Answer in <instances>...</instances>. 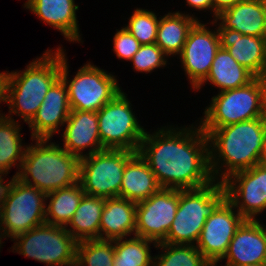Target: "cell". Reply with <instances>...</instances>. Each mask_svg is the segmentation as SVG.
I'll use <instances>...</instances> for the list:
<instances>
[{"label": "cell", "instance_id": "cell-1", "mask_svg": "<svg viewBox=\"0 0 266 266\" xmlns=\"http://www.w3.org/2000/svg\"><path fill=\"white\" fill-rule=\"evenodd\" d=\"M196 126L192 124L182 129L165 126L152 134L145 132L137 152L161 188L197 189L214 181L208 137L200 125Z\"/></svg>", "mask_w": 266, "mask_h": 266}, {"label": "cell", "instance_id": "cell-2", "mask_svg": "<svg viewBox=\"0 0 266 266\" xmlns=\"http://www.w3.org/2000/svg\"><path fill=\"white\" fill-rule=\"evenodd\" d=\"M202 131L208 137L209 165L214 181L222 183L232 174L260 163L266 116Z\"/></svg>", "mask_w": 266, "mask_h": 266}, {"label": "cell", "instance_id": "cell-3", "mask_svg": "<svg viewBox=\"0 0 266 266\" xmlns=\"http://www.w3.org/2000/svg\"><path fill=\"white\" fill-rule=\"evenodd\" d=\"M48 49L23 71L9 72L7 85L8 115L21 117L27 124L33 119L50 87L60 78L62 48Z\"/></svg>", "mask_w": 266, "mask_h": 266}, {"label": "cell", "instance_id": "cell-4", "mask_svg": "<svg viewBox=\"0 0 266 266\" xmlns=\"http://www.w3.org/2000/svg\"><path fill=\"white\" fill-rule=\"evenodd\" d=\"M35 140V145L26 147L20 169L14 175L17 179L45 194L79 182L77 156L55 142L49 143L51 139Z\"/></svg>", "mask_w": 266, "mask_h": 266}, {"label": "cell", "instance_id": "cell-5", "mask_svg": "<svg viewBox=\"0 0 266 266\" xmlns=\"http://www.w3.org/2000/svg\"><path fill=\"white\" fill-rule=\"evenodd\" d=\"M266 116V78L255 77L250 83L221 91L210 101L199 121L202 129H216Z\"/></svg>", "mask_w": 266, "mask_h": 266}, {"label": "cell", "instance_id": "cell-6", "mask_svg": "<svg viewBox=\"0 0 266 266\" xmlns=\"http://www.w3.org/2000/svg\"><path fill=\"white\" fill-rule=\"evenodd\" d=\"M226 198L223 183H212L197 189L179 190L175 218L164 243L196 245L207 218Z\"/></svg>", "mask_w": 266, "mask_h": 266}, {"label": "cell", "instance_id": "cell-7", "mask_svg": "<svg viewBox=\"0 0 266 266\" xmlns=\"http://www.w3.org/2000/svg\"><path fill=\"white\" fill-rule=\"evenodd\" d=\"M67 60L62 49L60 78L67 87L71 110L97 112L122 91L114 75L90 62L78 69L72 81L68 80Z\"/></svg>", "mask_w": 266, "mask_h": 266}, {"label": "cell", "instance_id": "cell-8", "mask_svg": "<svg viewBox=\"0 0 266 266\" xmlns=\"http://www.w3.org/2000/svg\"><path fill=\"white\" fill-rule=\"evenodd\" d=\"M45 200L44 192L14 178L0 213V248L2 238L13 239L46 223Z\"/></svg>", "mask_w": 266, "mask_h": 266}, {"label": "cell", "instance_id": "cell-9", "mask_svg": "<svg viewBox=\"0 0 266 266\" xmlns=\"http://www.w3.org/2000/svg\"><path fill=\"white\" fill-rule=\"evenodd\" d=\"M126 149H104L80 158L79 182L87 195L120 197L126 162L135 154Z\"/></svg>", "mask_w": 266, "mask_h": 266}, {"label": "cell", "instance_id": "cell-10", "mask_svg": "<svg viewBox=\"0 0 266 266\" xmlns=\"http://www.w3.org/2000/svg\"><path fill=\"white\" fill-rule=\"evenodd\" d=\"M14 240L13 251L47 266H62L76 259L77 241L63 226L44 223Z\"/></svg>", "mask_w": 266, "mask_h": 266}, {"label": "cell", "instance_id": "cell-11", "mask_svg": "<svg viewBox=\"0 0 266 266\" xmlns=\"http://www.w3.org/2000/svg\"><path fill=\"white\" fill-rule=\"evenodd\" d=\"M127 94L120 91L97 111L98 129L104 149L137 152L146 130L140 126Z\"/></svg>", "mask_w": 266, "mask_h": 266}, {"label": "cell", "instance_id": "cell-12", "mask_svg": "<svg viewBox=\"0 0 266 266\" xmlns=\"http://www.w3.org/2000/svg\"><path fill=\"white\" fill-rule=\"evenodd\" d=\"M179 203V190L160 188L149 198L136 205L135 236L156 243L164 242L175 218Z\"/></svg>", "mask_w": 266, "mask_h": 266}, {"label": "cell", "instance_id": "cell-13", "mask_svg": "<svg viewBox=\"0 0 266 266\" xmlns=\"http://www.w3.org/2000/svg\"><path fill=\"white\" fill-rule=\"evenodd\" d=\"M222 183L226 199L245 220H257L256 215L266 210L265 164L236 172Z\"/></svg>", "mask_w": 266, "mask_h": 266}, {"label": "cell", "instance_id": "cell-14", "mask_svg": "<svg viewBox=\"0 0 266 266\" xmlns=\"http://www.w3.org/2000/svg\"><path fill=\"white\" fill-rule=\"evenodd\" d=\"M234 209L225 198L207 218L196 243L197 248L213 266L220 264L237 228L245 220Z\"/></svg>", "mask_w": 266, "mask_h": 266}, {"label": "cell", "instance_id": "cell-15", "mask_svg": "<svg viewBox=\"0 0 266 266\" xmlns=\"http://www.w3.org/2000/svg\"><path fill=\"white\" fill-rule=\"evenodd\" d=\"M219 48L220 40L217 29L212 31L198 20L190 29L179 55L192 89H196L207 78Z\"/></svg>", "mask_w": 266, "mask_h": 266}, {"label": "cell", "instance_id": "cell-16", "mask_svg": "<svg viewBox=\"0 0 266 266\" xmlns=\"http://www.w3.org/2000/svg\"><path fill=\"white\" fill-rule=\"evenodd\" d=\"M71 112L68 90L64 81L59 78L48 90L43 103L28 123L31 140L51 139L59 127L64 126Z\"/></svg>", "mask_w": 266, "mask_h": 266}, {"label": "cell", "instance_id": "cell-17", "mask_svg": "<svg viewBox=\"0 0 266 266\" xmlns=\"http://www.w3.org/2000/svg\"><path fill=\"white\" fill-rule=\"evenodd\" d=\"M224 266L266 263V228L257 220H244L237 228L228 250L220 260Z\"/></svg>", "mask_w": 266, "mask_h": 266}, {"label": "cell", "instance_id": "cell-18", "mask_svg": "<svg viewBox=\"0 0 266 266\" xmlns=\"http://www.w3.org/2000/svg\"><path fill=\"white\" fill-rule=\"evenodd\" d=\"M65 124L61 147L70 154L80 159L104 150L99 137L97 112L71 110ZM87 148L88 153H83Z\"/></svg>", "mask_w": 266, "mask_h": 266}, {"label": "cell", "instance_id": "cell-19", "mask_svg": "<svg viewBox=\"0 0 266 266\" xmlns=\"http://www.w3.org/2000/svg\"><path fill=\"white\" fill-rule=\"evenodd\" d=\"M220 47L255 77L266 78V37L243 35L228 28H217Z\"/></svg>", "mask_w": 266, "mask_h": 266}, {"label": "cell", "instance_id": "cell-20", "mask_svg": "<svg viewBox=\"0 0 266 266\" xmlns=\"http://www.w3.org/2000/svg\"><path fill=\"white\" fill-rule=\"evenodd\" d=\"M24 8L34 13L43 23L59 30L70 42H83L79 31L74 0H27Z\"/></svg>", "mask_w": 266, "mask_h": 266}, {"label": "cell", "instance_id": "cell-21", "mask_svg": "<svg viewBox=\"0 0 266 266\" xmlns=\"http://www.w3.org/2000/svg\"><path fill=\"white\" fill-rule=\"evenodd\" d=\"M220 21V22H218ZM243 35L266 37V11L262 0H242L222 11L211 24Z\"/></svg>", "mask_w": 266, "mask_h": 266}, {"label": "cell", "instance_id": "cell-22", "mask_svg": "<svg viewBox=\"0 0 266 266\" xmlns=\"http://www.w3.org/2000/svg\"><path fill=\"white\" fill-rule=\"evenodd\" d=\"M137 203L121 197L105 199L99 239L115 240L135 235Z\"/></svg>", "mask_w": 266, "mask_h": 266}, {"label": "cell", "instance_id": "cell-23", "mask_svg": "<svg viewBox=\"0 0 266 266\" xmlns=\"http://www.w3.org/2000/svg\"><path fill=\"white\" fill-rule=\"evenodd\" d=\"M160 188L155 174L140 154L136 152L125 164L120 197L139 203L149 198Z\"/></svg>", "mask_w": 266, "mask_h": 266}, {"label": "cell", "instance_id": "cell-24", "mask_svg": "<svg viewBox=\"0 0 266 266\" xmlns=\"http://www.w3.org/2000/svg\"><path fill=\"white\" fill-rule=\"evenodd\" d=\"M255 76L239 64L227 51L219 48L212 62L207 78L195 89L198 91L209 82L221 91L232 90L250 83Z\"/></svg>", "mask_w": 266, "mask_h": 266}, {"label": "cell", "instance_id": "cell-25", "mask_svg": "<svg viewBox=\"0 0 266 266\" xmlns=\"http://www.w3.org/2000/svg\"><path fill=\"white\" fill-rule=\"evenodd\" d=\"M198 21L192 14L169 12L160 17L156 44L168 56L180 55L186 42L188 33Z\"/></svg>", "mask_w": 266, "mask_h": 266}, {"label": "cell", "instance_id": "cell-26", "mask_svg": "<svg viewBox=\"0 0 266 266\" xmlns=\"http://www.w3.org/2000/svg\"><path fill=\"white\" fill-rule=\"evenodd\" d=\"M104 204L105 198L84 194L75 214L65 226L77 242L99 239Z\"/></svg>", "mask_w": 266, "mask_h": 266}, {"label": "cell", "instance_id": "cell-27", "mask_svg": "<svg viewBox=\"0 0 266 266\" xmlns=\"http://www.w3.org/2000/svg\"><path fill=\"white\" fill-rule=\"evenodd\" d=\"M84 194L80 182L46 194V201H50L45 206V222L65 227L75 214Z\"/></svg>", "mask_w": 266, "mask_h": 266}, {"label": "cell", "instance_id": "cell-28", "mask_svg": "<svg viewBox=\"0 0 266 266\" xmlns=\"http://www.w3.org/2000/svg\"><path fill=\"white\" fill-rule=\"evenodd\" d=\"M19 121L14 117L0 118V173L8 174L12 167L20 169L27 145H22ZM19 162V164L17 163Z\"/></svg>", "mask_w": 266, "mask_h": 266}, {"label": "cell", "instance_id": "cell-29", "mask_svg": "<svg viewBox=\"0 0 266 266\" xmlns=\"http://www.w3.org/2000/svg\"><path fill=\"white\" fill-rule=\"evenodd\" d=\"M151 243L156 247V242L135 235L129 239H115L113 266H153Z\"/></svg>", "mask_w": 266, "mask_h": 266}, {"label": "cell", "instance_id": "cell-30", "mask_svg": "<svg viewBox=\"0 0 266 266\" xmlns=\"http://www.w3.org/2000/svg\"><path fill=\"white\" fill-rule=\"evenodd\" d=\"M162 253L154 256L153 266H213L196 245L157 243ZM164 251V252H163Z\"/></svg>", "mask_w": 266, "mask_h": 266}, {"label": "cell", "instance_id": "cell-31", "mask_svg": "<svg viewBox=\"0 0 266 266\" xmlns=\"http://www.w3.org/2000/svg\"><path fill=\"white\" fill-rule=\"evenodd\" d=\"M114 240H84L77 242L76 260L81 266H113Z\"/></svg>", "mask_w": 266, "mask_h": 266}, {"label": "cell", "instance_id": "cell-32", "mask_svg": "<svg viewBox=\"0 0 266 266\" xmlns=\"http://www.w3.org/2000/svg\"><path fill=\"white\" fill-rule=\"evenodd\" d=\"M159 18L150 10L137 8L134 10L129 23L124 26L141 45L154 44L157 38Z\"/></svg>", "mask_w": 266, "mask_h": 266}, {"label": "cell", "instance_id": "cell-33", "mask_svg": "<svg viewBox=\"0 0 266 266\" xmlns=\"http://www.w3.org/2000/svg\"><path fill=\"white\" fill-rule=\"evenodd\" d=\"M168 56L156 44L141 45L140 49L130 60L137 72L150 73L156 68H162L167 64Z\"/></svg>", "mask_w": 266, "mask_h": 266}, {"label": "cell", "instance_id": "cell-34", "mask_svg": "<svg viewBox=\"0 0 266 266\" xmlns=\"http://www.w3.org/2000/svg\"><path fill=\"white\" fill-rule=\"evenodd\" d=\"M113 51L119 59L130 61L140 49L139 41L123 26L113 38Z\"/></svg>", "mask_w": 266, "mask_h": 266}, {"label": "cell", "instance_id": "cell-35", "mask_svg": "<svg viewBox=\"0 0 266 266\" xmlns=\"http://www.w3.org/2000/svg\"><path fill=\"white\" fill-rule=\"evenodd\" d=\"M242 0H212L213 2V17L214 20L224 10L232 7L236 3Z\"/></svg>", "mask_w": 266, "mask_h": 266}, {"label": "cell", "instance_id": "cell-36", "mask_svg": "<svg viewBox=\"0 0 266 266\" xmlns=\"http://www.w3.org/2000/svg\"><path fill=\"white\" fill-rule=\"evenodd\" d=\"M9 80V71L0 73V104L7 103V85ZM1 112V111H0ZM4 113H0V118L4 117Z\"/></svg>", "mask_w": 266, "mask_h": 266}, {"label": "cell", "instance_id": "cell-37", "mask_svg": "<svg viewBox=\"0 0 266 266\" xmlns=\"http://www.w3.org/2000/svg\"><path fill=\"white\" fill-rule=\"evenodd\" d=\"M4 175L6 176V174L4 173H0V213H1V209H2V206L4 204V201L8 195V192H9V189L13 183V180L15 178V176L13 175V178H11L9 180V182H6L5 183V179L3 178Z\"/></svg>", "mask_w": 266, "mask_h": 266}, {"label": "cell", "instance_id": "cell-38", "mask_svg": "<svg viewBox=\"0 0 266 266\" xmlns=\"http://www.w3.org/2000/svg\"><path fill=\"white\" fill-rule=\"evenodd\" d=\"M186 3L189 7L198 9V10H212L213 12V2L212 0H186Z\"/></svg>", "mask_w": 266, "mask_h": 266}, {"label": "cell", "instance_id": "cell-39", "mask_svg": "<svg viewBox=\"0 0 266 266\" xmlns=\"http://www.w3.org/2000/svg\"><path fill=\"white\" fill-rule=\"evenodd\" d=\"M260 163L266 165V136H265V140H264L263 150L261 153Z\"/></svg>", "mask_w": 266, "mask_h": 266}, {"label": "cell", "instance_id": "cell-40", "mask_svg": "<svg viewBox=\"0 0 266 266\" xmlns=\"http://www.w3.org/2000/svg\"><path fill=\"white\" fill-rule=\"evenodd\" d=\"M62 266H81L80 263L75 259L73 262H70L68 264H64Z\"/></svg>", "mask_w": 266, "mask_h": 266}, {"label": "cell", "instance_id": "cell-41", "mask_svg": "<svg viewBox=\"0 0 266 266\" xmlns=\"http://www.w3.org/2000/svg\"><path fill=\"white\" fill-rule=\"evenodd\" d=\"M242 266H266V263H262V264H249V265H242Z\"/></svg>", "mask_w": 266, "mask_h": 266}, {"label": "cell", "instance_id": "cell-42", "mask_svg": "<svg viewBox=\"0 0 266 266\" xmlns=\"http://www.w3.org/2000/svg\"><path fill=\"white\" fill-rule=\"evenodd\" d=\"M266 11V0H262Z\"/></svg>", "mask_w": 266, "mask_h": 266}]
</instances>
